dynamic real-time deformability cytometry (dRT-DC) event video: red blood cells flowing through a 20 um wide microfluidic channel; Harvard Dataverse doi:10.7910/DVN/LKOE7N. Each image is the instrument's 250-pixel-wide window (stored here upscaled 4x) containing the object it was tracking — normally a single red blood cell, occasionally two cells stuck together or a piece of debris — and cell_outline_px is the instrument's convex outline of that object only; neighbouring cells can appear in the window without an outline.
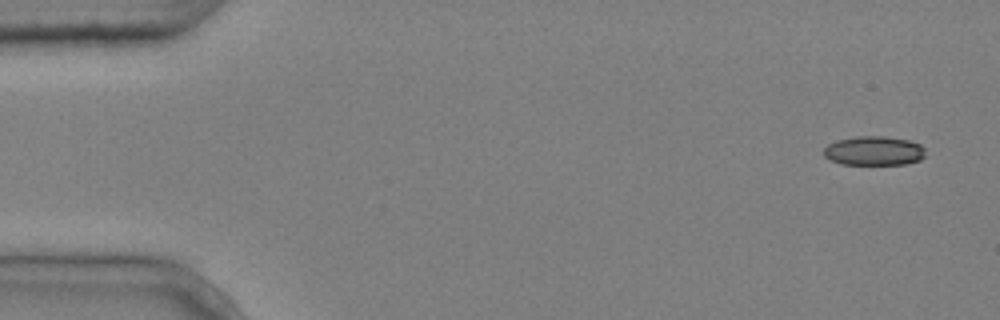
{"species": "common noctule bat (a hibernating species)", "species_latin": "Nyctalus noctula", "temperature_condition": "cold", "stored_images_in_passage": 4, "camera_frame_rate_fps": 3000, "um_per_image_px": 0.085, "animal": {"sex": "male", "body_mass_g": 20.4}, "frame": {"image": 1, "passage_image": 1, "time_ms": 0.0, "image_size_px": [1000, 320], "cell_outline_px": [[924, 156], [920, 160], [908, 164], [840, 164], [824, 156], [824, 148], [828, 144], [836, 140], [856, 136], [884, 136], [908, 140], [920, 144], [924, 148]], "centroid_in_image_um": [74.28, 12.82], "position_along_channel_um": 10.7, "area_um2": 17.34}}